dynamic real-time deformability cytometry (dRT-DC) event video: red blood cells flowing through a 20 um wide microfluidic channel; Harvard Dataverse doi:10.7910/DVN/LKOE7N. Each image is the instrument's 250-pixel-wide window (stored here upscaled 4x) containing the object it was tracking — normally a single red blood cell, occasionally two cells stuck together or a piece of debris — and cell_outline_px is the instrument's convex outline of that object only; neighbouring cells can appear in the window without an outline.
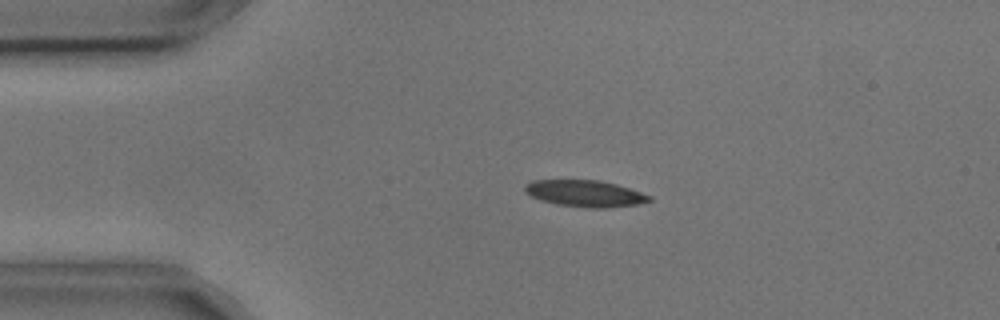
{"species": "common noctule bat (a hibernating species)", "species_latin": "Nyctalus noctula", "temperature_condition": "cold", "stored_images_in_passage": 4, "camera_frame_rate_fps": 3000, "um_per_image_px": 0.085, "animal": {"sex": "male", "body_mass_g": 17.9, "forearm_length_mm": 54.2}, "frame": {"image": 1, "passage_image": 3, "time_ms": 0.667, "image_size_px": [1000, 320], "cell_outline_px": [[652, 200], [636, 204], [604, 208], [588, 208], [556, 204], [532, 196], [524, 192], [524, 184], [532, 180], [600, 180], [616, 184], [652, 196]], "centroid_in_image_um": [49.71, 16.44], "position_along_channel_um": 35.3, "area_um2": 19.13}}